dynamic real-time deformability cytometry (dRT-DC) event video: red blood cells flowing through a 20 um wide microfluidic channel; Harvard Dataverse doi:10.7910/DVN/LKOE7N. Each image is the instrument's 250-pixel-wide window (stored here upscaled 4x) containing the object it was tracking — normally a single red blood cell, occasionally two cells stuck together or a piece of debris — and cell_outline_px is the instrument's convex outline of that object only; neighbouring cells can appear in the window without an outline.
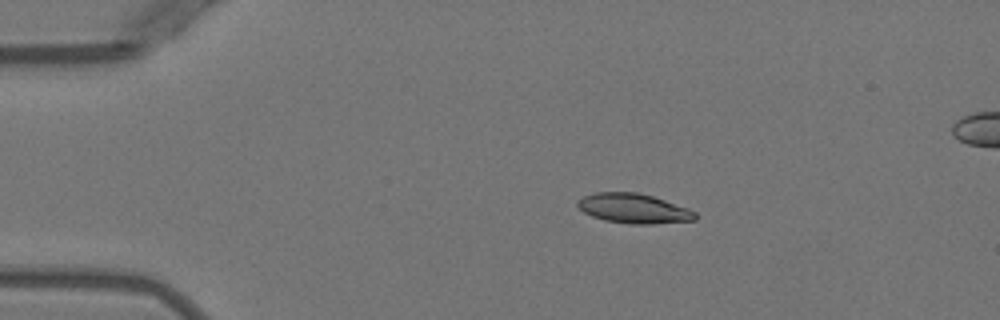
{"species": "Egyptian fruit bat (a non-hibernating species)", "species_latin": "Rousettus aegyptiacus", "temperature_condition": "warm", "stored_images_in_passage": 3, "camera_frame_rate_fps": 3000, "um_per_image_px": 0.085, "animal": {"sex": "female"}, "frame": {"image": 1, "passage_image": 3, "time_ms": 3.0, "image_size_px": [1000, 320], "cell_outline_px": [[696, 220], [652, 224], [632, 224], [604, 220], [592, 216], [584, 212], [576, 204], [576, 200], [592, 192], [636, 192], [652, 196], [688, 208], [696, 212]], "centroid_in_image_um": [53.84, 17.71], "position_along_channel_um": 31.2, "area_um2": 20.35}}